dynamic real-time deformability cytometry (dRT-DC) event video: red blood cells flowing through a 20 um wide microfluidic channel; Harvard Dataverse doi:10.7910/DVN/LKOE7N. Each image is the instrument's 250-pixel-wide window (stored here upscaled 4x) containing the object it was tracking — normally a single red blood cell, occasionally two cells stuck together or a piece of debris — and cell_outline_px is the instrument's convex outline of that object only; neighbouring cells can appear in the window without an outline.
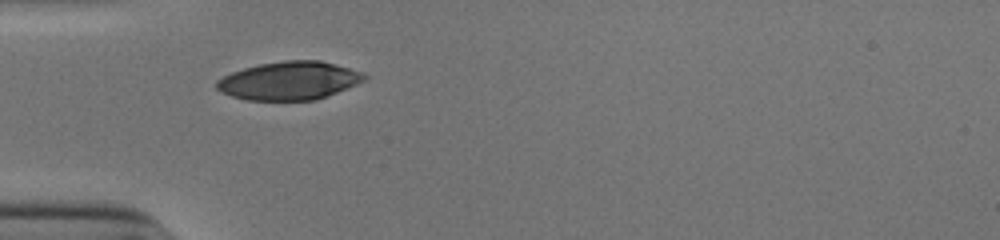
{"species": "human", "species_latin": "Homo sapiens", "temperature_condition": "cold", "stored_images_in_passage": 27, "camera_frame_rate_fps": 3000, "um_per_image_px": 0.085, "donor": {"sex": "male"}, "frame": {"image": 1, "passage_image": 1, "time_ms": 0.0, "image_size_px": [1000, 240], "cell_outline_px": [[368, 76], [364, 80], [356, 84], [316, 100], [248, 100], [232, 96], [220, 92], [216, 88], [216, 80], [232, 72], [244, 68], [260, 64], [284, 60], [320, 60], [364, 72]], "centroid_in_image_um": [24.57, 6.85], "position_along_channel_um": 60.4, "area_um2": 32.83}}
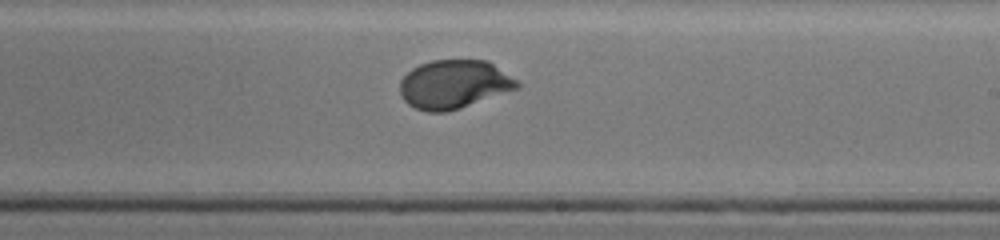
{"frame": {"image": 2, "passage_image": 16, "time_ms": 5.0, "image_size_px": [1000, 240], "cell_outline_px": [[520, 88], [448, 112], [428, 112], [416, 108], [408, 104], [404, 100], [400, 92], [400, 80], [412, 68], [420, 64], [432, 60], [488, 60], [520, 80]], "centroid_in_image_um": [38.63, 7.16], "position_along_channel_um": 250.4, "area_um2": 33.52}}
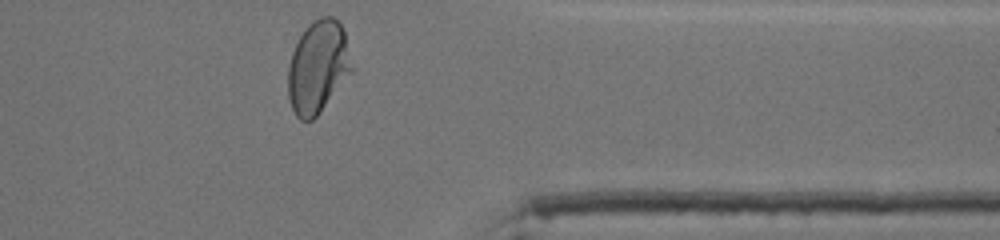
{"frame": {"image": 3, "passage_image": 27, "time_ms": 8.667, "image_size_px": [1000, 240], "cell_outline_px": [[352, 68], [316, 116], [312, 120], [300, 120], [296, 116], [292, 108], [288, 96], [288, 68], [292, 52], [300, 36], [308, 24], [320, 16], [332, 16], [344, 28]], "centroid_in_image_um": [26.98, 5.65], "position_along_channel_um": 384.4, "area_um2": 33.52}, "authors_computed_cell_mechanics": {"area_um2": 33.524, "velocity_mm_per_s": 3.9008, "shape_relaxation_time_tau1_ms": 3.1684, "shape_relaxation_time_tau2_ms": null, "deformation_change_tau1": 0.1549, "deformation_change_tau2": null}}